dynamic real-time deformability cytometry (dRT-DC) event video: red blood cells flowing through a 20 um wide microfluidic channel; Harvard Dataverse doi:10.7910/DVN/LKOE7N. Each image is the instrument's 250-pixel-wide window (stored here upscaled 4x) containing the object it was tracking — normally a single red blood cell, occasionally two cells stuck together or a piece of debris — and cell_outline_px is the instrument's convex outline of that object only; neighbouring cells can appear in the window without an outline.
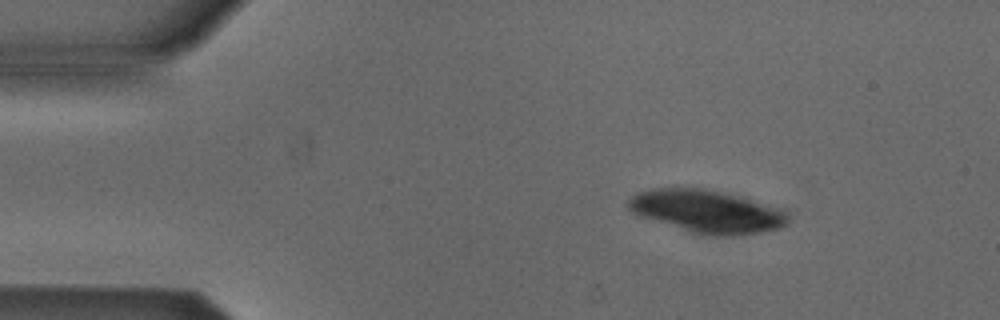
{"species": "Egyptian fruit bat (a non-hibernating species)", "species_latin": "Rousettus aegyptiacus", "temperature_condition": "cold", "stored_images_in_passage": 3, "camera_frame_rate_fps": 3000, "um_per_image_px": 0.085, "animal": {"sex": "male"}, "frame": {"image": 1, "passage_image": 1, "time_ms": 0.0, "image_size_px": [1000, 320], "cell_outline_px": [[788, 224], [780, 228], [760, 232], [732, 236], [704, 236], [640, 216], [632, 212], [628, 208], [628, 200], [636, 192], [652, 188], [676, 184], [680, 184], [704, 188], [748, 196], [788, 208]], "centroid_in_image_um": [60.16, 17.91], "position_along_channel_um": 24.8, "area_um2": 41.79}}